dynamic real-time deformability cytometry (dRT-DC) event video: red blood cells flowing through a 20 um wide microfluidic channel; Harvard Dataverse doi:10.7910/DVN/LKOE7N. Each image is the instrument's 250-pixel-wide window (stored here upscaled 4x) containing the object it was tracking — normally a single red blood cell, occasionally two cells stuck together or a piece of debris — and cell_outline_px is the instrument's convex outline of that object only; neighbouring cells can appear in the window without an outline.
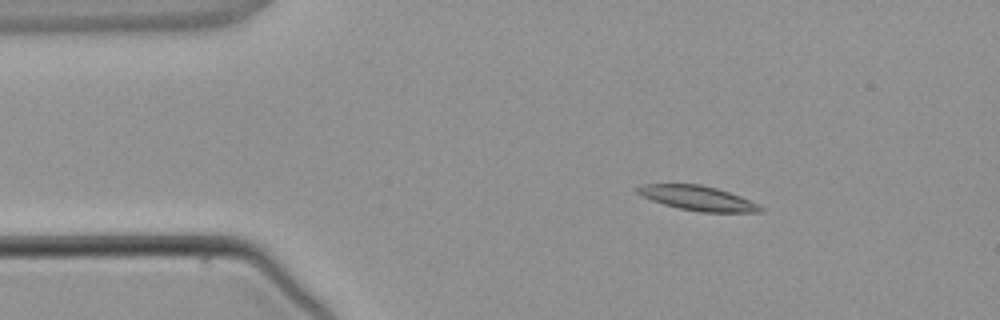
{"species": "common noctule bat (a hibernating species)", "species_latin": "Nyctalus noctula", "temperature_condition": "warm", "stored_images_in_passage": 3, "camera_frame_rate_fps": 3000, "um_per_image_px": 0.085, "animal": {"sex": "male", "body_mass_g": 21.5, "forearm_length_mm": 52.0}, "frame": {"image": 1, "passage_image": 2, "time_ms": 1.333, "image_size_px": [1000, 320], "cell_outline_px": [[764, 212], [700, 212], [680, 208], [664, 204], [640, 196], [636, 192], [636, 188], [640, 184], [700, 184], [716, 188], [740, 196], [760, 204], [764, 208]], "centroid_in_image_um": [59.31, 16.84], "position_along_channel_um": 25.7, "area_um2": 17.69}}